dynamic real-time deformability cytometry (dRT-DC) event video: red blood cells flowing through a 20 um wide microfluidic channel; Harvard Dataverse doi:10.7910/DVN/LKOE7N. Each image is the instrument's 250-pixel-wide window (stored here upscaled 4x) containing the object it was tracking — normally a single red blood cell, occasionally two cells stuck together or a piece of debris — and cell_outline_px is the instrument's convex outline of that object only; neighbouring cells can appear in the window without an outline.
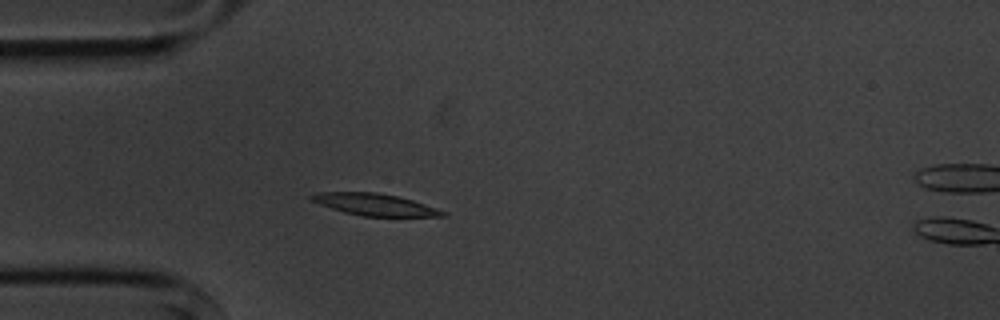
{"species": "common noctule bat (a hibernating species)", "species_latin": "Nyctalus noctula", "temperature_condition": "cold", "stored_images_in_passage": 3, "camera_frame_rate_fps": 3000, "um_per_image_px": 0.085, "animal": {"sex": "male", "body_mass_g": 20.1, "forearm_length_mm": 53.5}, "frame": {"image": 1, "passage_image": 2, "time_ms": 1.333, "image_size_px": [1000, 320], "cell_outline_px": [[448, 212], [444, 216], [364, 216], [344, 212], [320, 204], [312, 200], [308, 196], [316, 192], [376, 192], [396, 196], [412, 200]], "centroid_in_image_um": [31.84, 17.38], "position_along_channel_um": 53.2, "area_um2": 16.47}}